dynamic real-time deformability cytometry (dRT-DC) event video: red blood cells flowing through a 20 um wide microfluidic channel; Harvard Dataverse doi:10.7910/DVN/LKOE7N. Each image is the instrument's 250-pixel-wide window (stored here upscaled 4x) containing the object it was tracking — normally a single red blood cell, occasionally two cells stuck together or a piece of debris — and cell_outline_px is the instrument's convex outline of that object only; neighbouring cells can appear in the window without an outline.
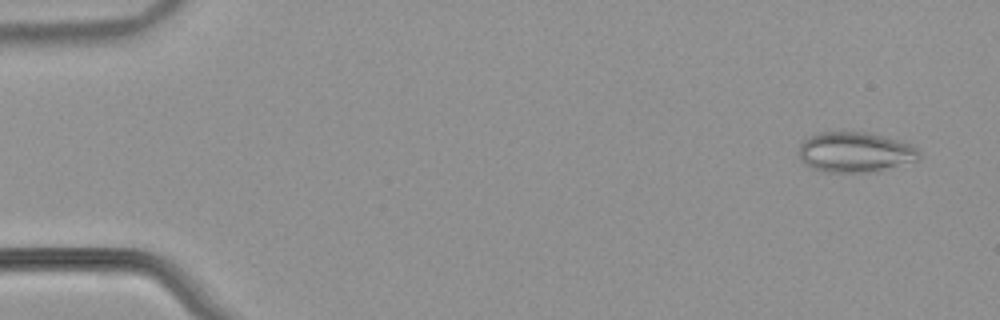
{"species": "common noctule bat (a hibernating species)", "species_latin": "Nyctalus noctula", "temperature_condition": "warm", "stored_images_in_passage": 54, "camera_frame_rate_fps": 3000, "um_per_image_px": 0.085, "animal": {"sex": "male", "body_mass_g": 21.5, "forearm_length_mm": 52.0}, "frame": {"image": 1, "passage_image": 3, "time_ms": 0.667, "image_size_px": [1000, 320], "cell_outline_px": [[920, 156], [916, 160], [876, 172], [828, 172], [812, 168], [804, 164], [800, 160], [800, 144], [808, 136], [820, 132], [868, 132], [900, 140], [912, 144], [920, 152]], "centroid_in_image_um": [72.69, 12.93], "position_along_channel_um": 12.3, "area_um2": 28.32}}
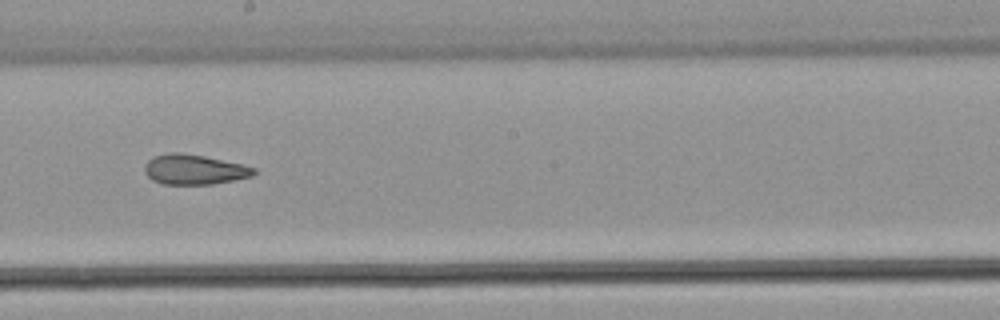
{"frame": {"image": 2, "passage_image": 31, "time_ms": 10.0, "image_size_px": [1000, 320], "cell_outline_px": [[256, 172], [252, 176], [212, 184], [164, 184], [152, 180], [144, 172], [144, 164], [152, 156], [168, 152], [180, 152], [204, 156], [244, 164], [256, 168]], "centroid_in_image_um": [16.48, 14.39], "position_along_channel_um": 231.7, "area_um2": 19.25}}
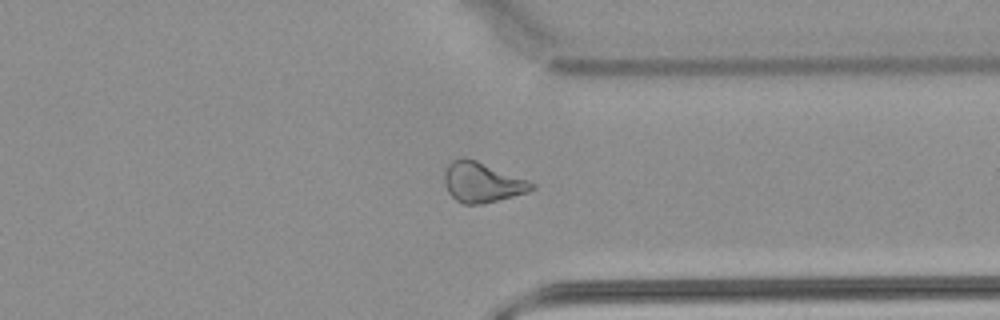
{"frame": {"image": 3, "passage_image": 42, "time_ms": 13.667, "image_size_px": [1000, 320], "cell_outline_px": [[536, 188], [528, 192], [480, 204], [464, 204], [456, 200], [448, 192], [444, 184], [444, 172], [448, 164], [452, 160], [464, 156], [476, 160], [528, 180], [536, 184]], "centroid_in_image_um": [40.96, 15.48], "position_along_channel_um": 370.4, "area_um2": 20.35}, "authors_computed_cell_mechanics": {"area_um2": 21.4149, "velocity_mm_per_s": 3.8074, "shape_relaxation_time_tau1_ms": null, "shape_relaxation_time_tau2_ms": 4.3386, "deformation_change_tau1": null, "deformation_change_tau2": 0.1183}}